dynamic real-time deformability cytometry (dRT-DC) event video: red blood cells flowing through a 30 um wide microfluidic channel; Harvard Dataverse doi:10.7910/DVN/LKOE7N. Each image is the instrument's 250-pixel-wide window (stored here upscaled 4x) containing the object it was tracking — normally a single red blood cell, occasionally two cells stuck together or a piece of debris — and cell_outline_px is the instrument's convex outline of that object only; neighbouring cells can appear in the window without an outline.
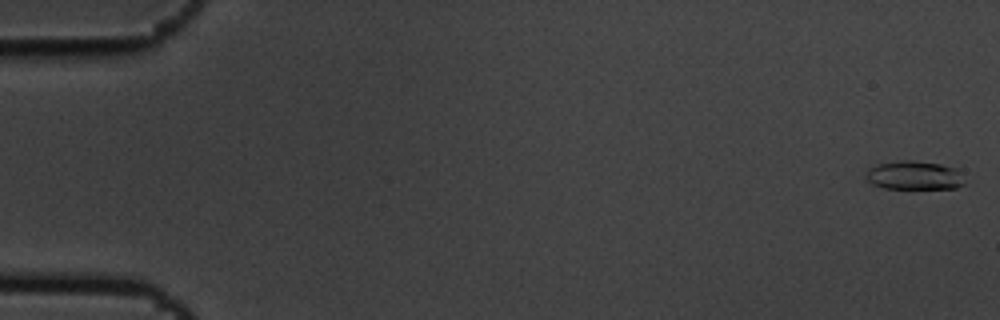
{"species": "common noctule bat (a hibernating species)", "species_latin": "Nyctalus noctula", "temperature_condition": "cold", "stored_images_in_passage": 5, "camera_frame_rate_fps": 3000, "um_per_image_px": 0.085, "animal": {"sex": "male", "body_mass_g": 19.5, "forearm_length_mm": 54.6}, "frame": {"image": 1, "passage_image": 1, "time_ms": 0.0, "image_size_px": [1000, 320], "cell_outline_px": [[964, 184], [956, 188], [884, 188], [872, 184], [864, 176], [868, 168], [880, 164], [900, 160], [912, 160], [940, 164], [956, 168]], "centroid_in_image_um": [77.66, 14.9], "position_along_channel_um": 7.3, "area_um2": 16.3}}
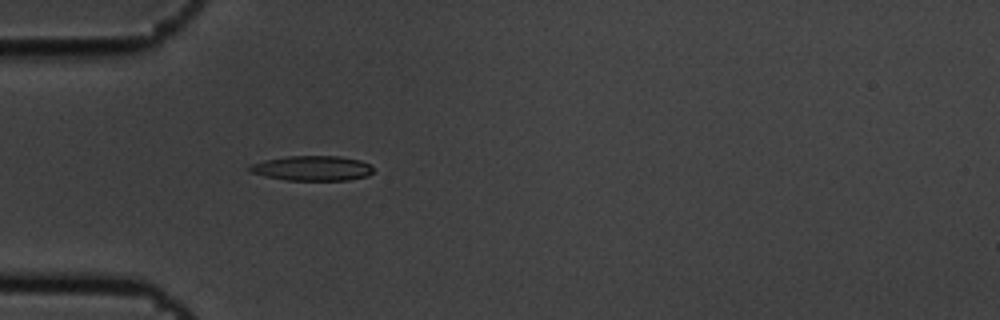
{"frame": {"image": 2, "passage_image": 5, "time_ms": 1.333, "image_size_px": [1000, 320], "cell_outline_px": [[372, 172], [368, 176], [348, 180], [284, 180], [264, 176], [252, 172], [248, 168], [252, 164], [264, 160], [288, 156], [340, 156], [360, 160], [372, 164]], "centroid_in_image_um": [26.57, 14.3], "position_along_channel_um": 58.4, "area_um2": 17.98}}